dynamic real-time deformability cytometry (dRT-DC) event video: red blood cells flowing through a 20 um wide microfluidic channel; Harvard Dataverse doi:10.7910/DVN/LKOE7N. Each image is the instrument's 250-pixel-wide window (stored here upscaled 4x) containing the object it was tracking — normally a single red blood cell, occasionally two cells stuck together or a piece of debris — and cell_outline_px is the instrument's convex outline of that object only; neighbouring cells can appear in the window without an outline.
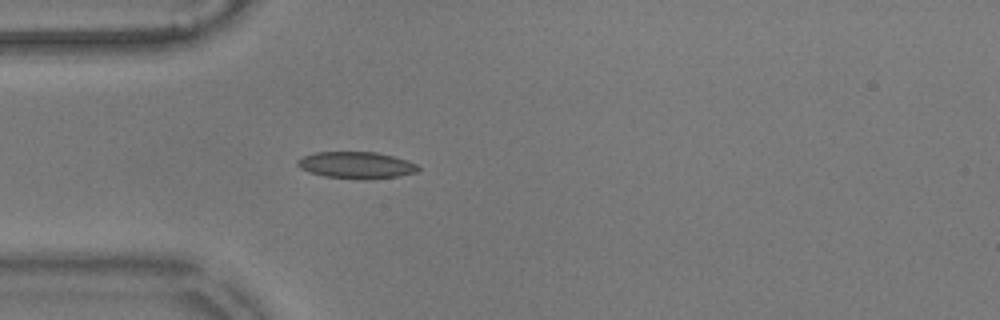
{"species": "common noctule bat (a hibernating species)", "species_latin": "Nyctalus noctula", "temperature_condition": "warm", "stored_images_in_passage": 41, "camera_frame_rate_fps": 3000, "um_per_image_px": 0.085, "animal": {"sex": "male", "body_mass_g": 17.9}, "frame": {"image": 1, "passage_image": 1, "time_ms": 0.0, "image_size_px": [1000, 320], "cell_outline_px": [[420, 168], [416, 172], [396, 176], [368, 180], [360, 180], [324, 176], [308, 172], [300, 168], [296, 164], [296, 160], [304, 156], [316, 152], [376, 152], [408, 160], [416, 164]], "centroid_in_image_um": [30.26, 14.04], "position_along_channel_um": 54.7, "area_um2": 18.9}}
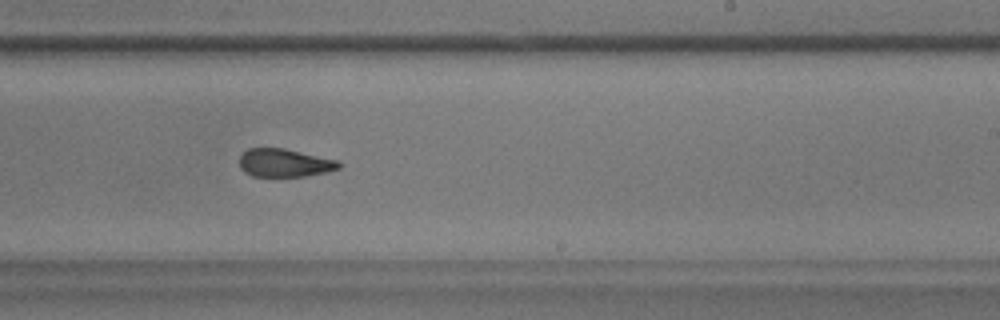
{"frame": {"image": 2, "passage_image": 19, "time_ms": 6.0, "image_size_px": [1000, 320], "cell_outline_px": [[340, 168], [324, 172], [304, 176], [252, 176], [244, 172], [240, 168], [240, 156], [248, 148], [284, 148], [336, 160], [340, 164]], "centroid_in_image_um": [24.13, 13.84], "position_along_channel_um": 264.9, "area_um2": 16.07}}
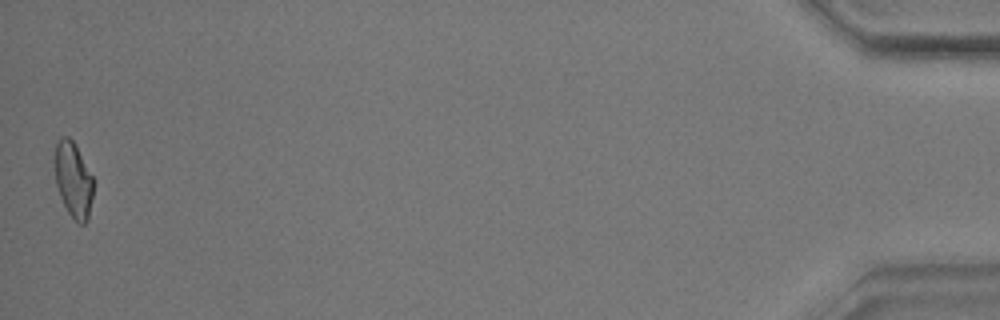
{"frame": {"image": 3, "passage_image": 41, "time_ms": 13.333, "image_size_px": [1000, 320], "cell_outline_px": [[92, 196], [88, 220], [84, 224], [80, 224], [68, 212], [60, 196], [56, 184], [52, 160], [56, 144], [60, 136], [68, 136], [76, 144], [92, 176]], "centroid_in_image_um": [6.19, 15.22], "position_along_channel_um": 429.0, "area_um2": 17.17}, "authors_computed_cell_mechanics": {"area_um2": 17.34, "velocity_mm_per_s": 3.5725, "shape_relaxation_time_tau1_ms": null, "shape_relaxation_time_tau2_ms": 2.2936, "deformation_change_tau1": null, "deformation_change_tau2": 0.099}}